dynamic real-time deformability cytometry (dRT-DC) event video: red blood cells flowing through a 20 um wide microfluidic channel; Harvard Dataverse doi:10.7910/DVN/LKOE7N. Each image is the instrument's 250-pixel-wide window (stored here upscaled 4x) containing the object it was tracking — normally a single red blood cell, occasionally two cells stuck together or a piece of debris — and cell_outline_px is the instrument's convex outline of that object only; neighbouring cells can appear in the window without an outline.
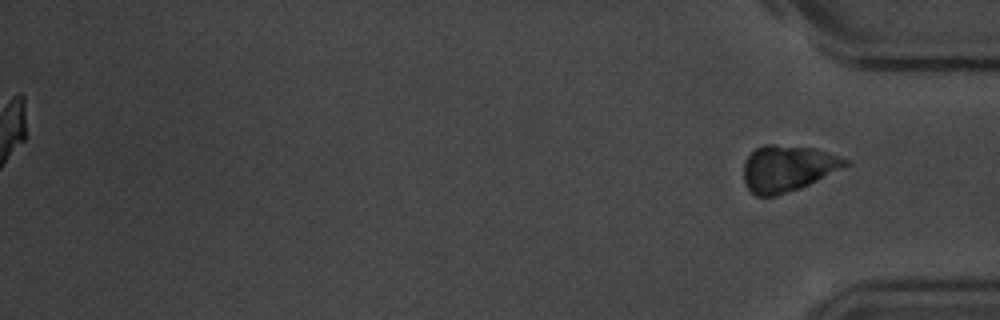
{"species": "common noctule bat (a hibernating species)", "species_latin": "Nyctalus noctula", "temperature_condition": "room temperature", "stored_images_in_passage": 40, "segment_of_instrument_passage": [2, 2], "camera_frame_rate_fps": 3000, "um_per_image_px": 0.085, "animal": {"sex": "male", "body_mass_g": 20.1, "forearm_length_mm": 53.5}, "frame": {"image": 1, "passage_image": 40, "time_ms": 13.0, "image_size_px": [1000, 320], "cell_outline_px": [[852, 164], [800, 188], [776, 196], [756, 196], [748, 188], [744, 180], [744, 160], [756, 148], [764, 144], [772, 144], [816, 148], [828, 152], [848, 160]], "centroid_in_image_um": [66.95, 14.3], "position_along_channel_um": 368.2, "area_um2": 27.4}}